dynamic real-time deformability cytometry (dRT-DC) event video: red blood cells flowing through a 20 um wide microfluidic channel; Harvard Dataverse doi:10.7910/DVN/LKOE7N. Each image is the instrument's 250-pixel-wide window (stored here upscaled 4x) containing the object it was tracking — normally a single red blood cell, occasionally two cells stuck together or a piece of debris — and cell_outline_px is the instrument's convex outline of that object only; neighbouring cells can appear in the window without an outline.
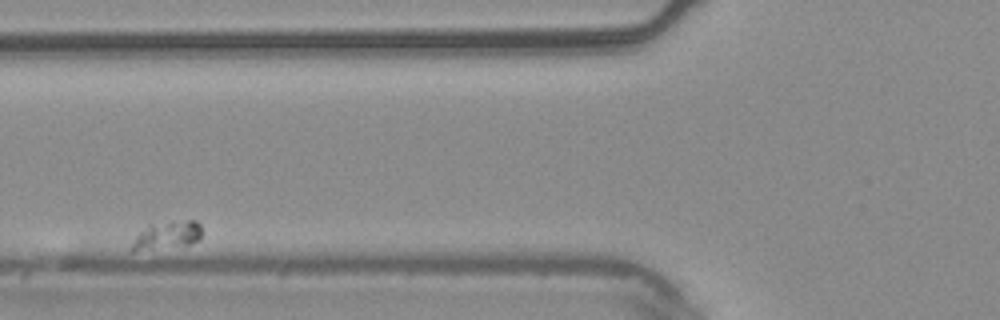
{"species": "common noctule bat (a hibernating species)", "species_latin": "Nyctalus noctula", "temperature_condition": "warm", "stored_images_in_passage": 6, "camera_frame_rate_fps": 3000, "um_per_image_px": 0.085, "animal": {"sex": "male", "body_mass_g": 20.4}, "frame": {"image": 1, "passage_image": 4, "time_ms": 1.0, "image_size_px": [1000, 320], "cell_outline_px": [[200, 240], [188, 244], [132, 252], [132, 244], [136, 236], [148, 224], [172, 220], [196, 220], [200, 224]], "centroid_in_image_um": [14.2, 19.97], "position_along_channel_um": 111.6, "area_um2": 11.39}}